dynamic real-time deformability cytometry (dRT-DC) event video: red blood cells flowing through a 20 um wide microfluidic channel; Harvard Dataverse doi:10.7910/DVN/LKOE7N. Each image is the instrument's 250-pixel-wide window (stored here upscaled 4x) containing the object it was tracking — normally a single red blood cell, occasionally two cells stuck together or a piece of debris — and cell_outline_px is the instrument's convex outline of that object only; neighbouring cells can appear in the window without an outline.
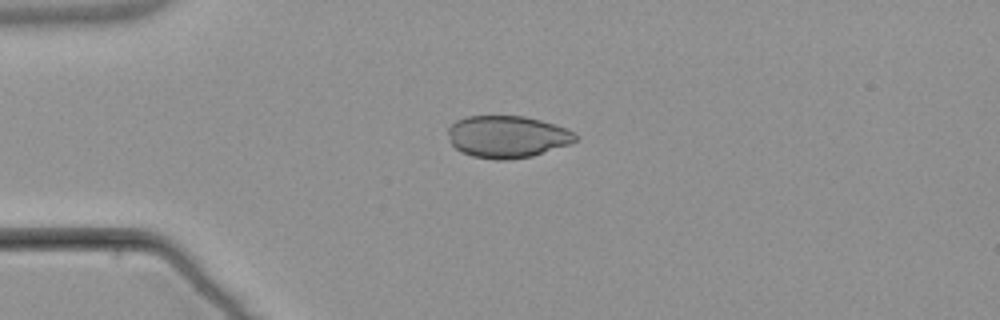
{"species": "common noctule bat (a hibernating species)", "species_latin": "Nyctalus noctula", "temperature_condition": "warm", "stored_images_in_passage": 4, "camera_frame_rate_fps": 3000, "um_per_image_px": 0.085, "animal": {"sex": "male", "body_mass_g": 21.5, "forearm_length_mm": 52.0}, "frame": {"image": 1, "passage_image": 1, "time_ms": 0.0, "image_size_px": [1000, 320], "cell_outline_px": [[580, 136], [572, 144], [532, 156], [508, 160], [496, 160], [472, 156], [460, 152], [452, 144], [448, 132], [448, 128], [456, 120], [464, 116], [524, 116], [556, 124], [568, 128], [576, 132]], "centroid_in_image_um": [43.17, 11.62], "position_along_channel_um": 41.8, "area_um2": 31.67}}
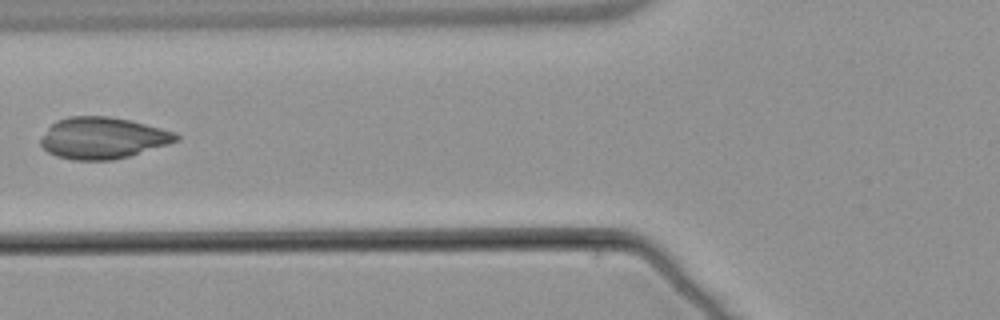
{"frame": {"image": 2, "passage_image": 3, "time_ms": 2.667, "image_size_px": [1000, 320], "cell_outline_px": [[180, 140], [168, 144], [128, 156], [112, 160], [72, 160], [56, 156], [48, 152], [40, 144], [40, 140], [48, 128], [56, 120], [68, 116], [108, 116], [128, 120], [176, 132], [180, 136]], "centroid_in_image_um": [8.72, 11.73], "position_along_channel_um": 117.1, "area_um2": 32.6}}